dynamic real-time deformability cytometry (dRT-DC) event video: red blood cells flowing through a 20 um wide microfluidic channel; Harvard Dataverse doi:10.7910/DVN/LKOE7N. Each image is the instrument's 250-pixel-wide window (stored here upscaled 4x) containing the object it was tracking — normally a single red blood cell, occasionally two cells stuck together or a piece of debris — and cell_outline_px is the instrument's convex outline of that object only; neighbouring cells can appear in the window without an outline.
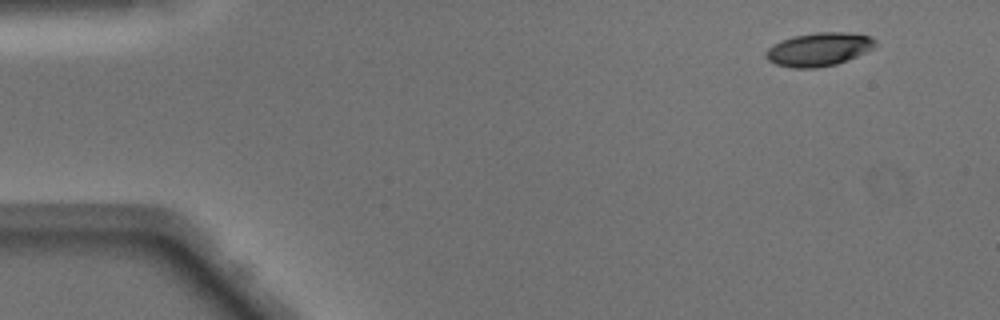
{"species": "Egyptian fruit bat (a non-hibernating species)", "species_latin": "Rousettus aegyptiacus", "temperature_condition": "warm", "stored_images_in_passage": 46, "camera_frame_rate_fps": 3000, "um_per_image_px": 0.085, "animal": {"sex": "male"}, "frame": {"image": 1, "passage_image": 1, "time_ms": 0.0, "image_size_px": [1000, 320], "cell_outline_px": [[876, 44], [872, 48], [856, 56], [836, 64], [816, 68], [792, 68], [776, 64], [768, 60], [764, 56], [764, 52], [772, 44], [780, 40], [792, 36], [816, 32], [848, 32], [872, 36], [876, 40]], "centroid_in_image_um": [69.56, 4.18], "position_along_channel_um": 15.4, "area_um2": 21.44}}
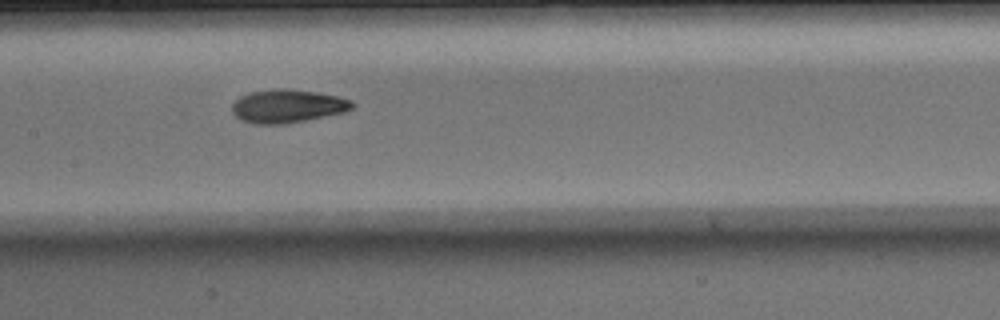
{"frame": {"image": 2, "passage_image": 21, "time_ms": 6.667, "image_size_px": [1000, 320], "cell_outline_px": [[356, 104], [352, 108], [344, 112], [284, 124], [256, 124], [240, 120], [232, 112], [232, 104], [240, 96], [252, 92], [272, 88], [288, 88], [316, 92], [336, 96], [352, 100]], "centroid_in_image_um": [24.42, 9.01], "position_along_channel_um": 183.0, "area_um2": 23.29}}
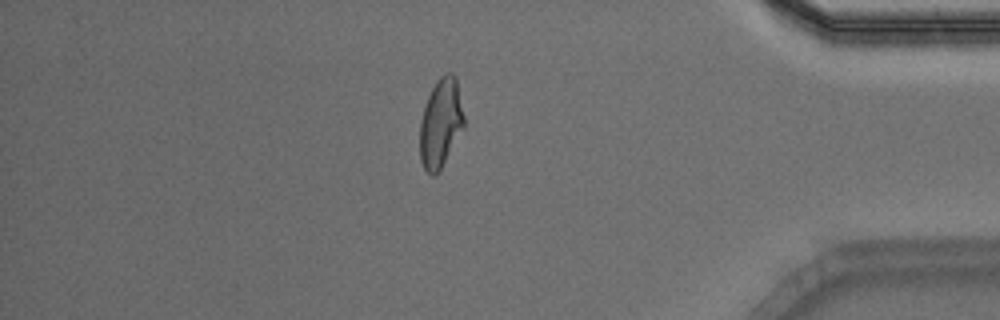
{"frame": {"image": 3, "passage_image": 39, "time_ms": 12.667, "image_size_px": [1000, 320], "cell_outline_px": [[464, 128], [440, 168], [432, 176], [424, 168], [420, 160], [420, 120], [428, 96], [436, 80], [444, 72], [452, 72], [456, 76], [464, 116]], "centroid_in_image_um": [37.46, 10.4], "position_along_channel_um": 397.7, "area_um2": 22.72}, "authors_computed_cell_mechanics": {"area_um2": 22.5131, "velocity_mm_per_s": 4.1252, "shape_relaxation_time_tau1_ms": 4.8861, "shape_relaxation_time_tau2_ms": 2.3996, "deformation_change_tau1": 0.1908, "deformation_change_tau2": 0.0915}}